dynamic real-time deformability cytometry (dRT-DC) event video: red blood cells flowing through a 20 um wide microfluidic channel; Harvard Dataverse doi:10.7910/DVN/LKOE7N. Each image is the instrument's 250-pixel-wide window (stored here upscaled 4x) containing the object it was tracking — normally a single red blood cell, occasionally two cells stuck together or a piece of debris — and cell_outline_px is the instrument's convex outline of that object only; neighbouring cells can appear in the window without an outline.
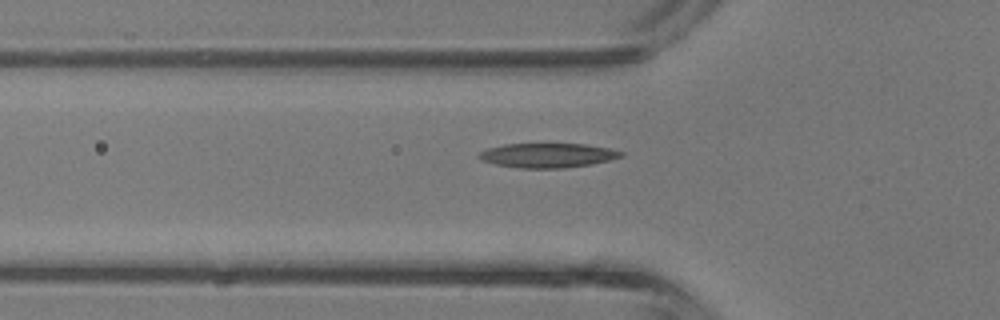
{"species": "common noctule bat (a hibernating species)", "species_latin": "Nyctalus noctula", "temperature_condition": "room temperature", "stored_images_in_passage": 37, "camera_frame_rate_fps": 3000, "um_per_image_px": 0.085, "animal": {"sex": "male", "body_mass_g": 13.3}, "frame": {"image": 1, "passage_image": 14, "time_ms": 4.333, "image_size_px": [1000, 320], "cell_outline_px": [[624, 156], [592, 164], [564, 168], [520, 168], [496, 164], [480, 160], [476, 156], [480, 152], [488, 148], [504, 144], [584, 144], [608, 148], [624, 152]], "centroid_in_image_um": [46.53, 13.21], "position_along_channel_um": 79.3, "area_um2": 20.17}}
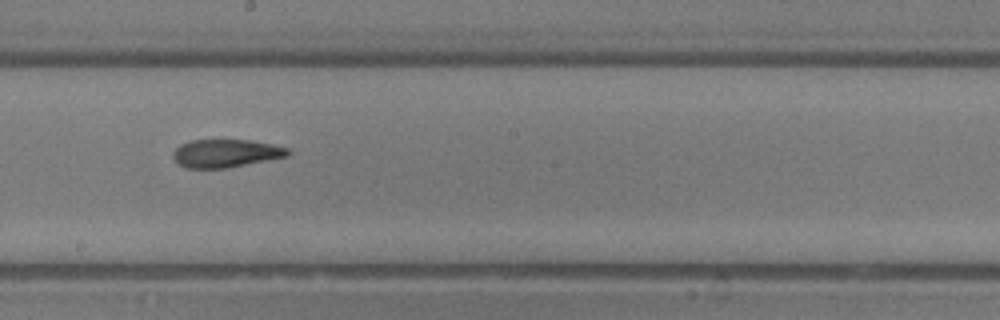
{"frame": {"image": 2, "passage_image": 23, "time_ms": 7.333, "image_size_px": [1000, 320], "cell_outline_px": [[292, 152], [288, 156], [228, 168], [184, 168], [176, 164], [172, 156], [172, 152], [180, 144], [192, 140], [248, 140], [272, 144], [288, 148]], "centroid_in_image_um": [19.16, 13.04], "position_along_channel_um": 229.0, "area_um2": 18.96}}
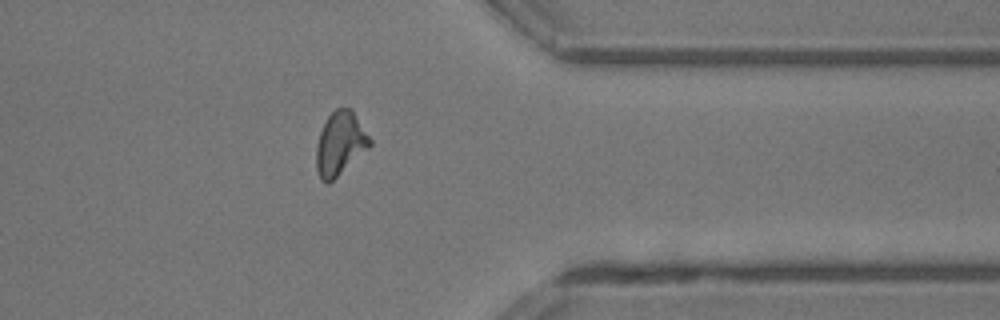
{"frame": {"image": 3, "passage_image": 33, "time_ms": 10.667, "image_size_px": [1000, 320], "cell_outline_px": [[372, 144], [368, 148], [328, 184], [320, 180], [316, 168], [316, 144], [320, 132], [328, 116], [336, 108], [352, 108], [372, 140]], "centroid_in_image_um": [28.9, 12.19], "position_along_channel_um": 382.5, "area_um2": 19.71}, "authors_computed_cell_mechanics": {"area_um2": 19.4786, "velocity_mm_per_s": 4.9613, "shape_relaxation_time_tau1_ms": 7.9571, "shape_relaxation_time_tau2_ms": 3.2768, "deformation_change_tau1": 0.275, "deformation_change_tau2": 0.1102}}